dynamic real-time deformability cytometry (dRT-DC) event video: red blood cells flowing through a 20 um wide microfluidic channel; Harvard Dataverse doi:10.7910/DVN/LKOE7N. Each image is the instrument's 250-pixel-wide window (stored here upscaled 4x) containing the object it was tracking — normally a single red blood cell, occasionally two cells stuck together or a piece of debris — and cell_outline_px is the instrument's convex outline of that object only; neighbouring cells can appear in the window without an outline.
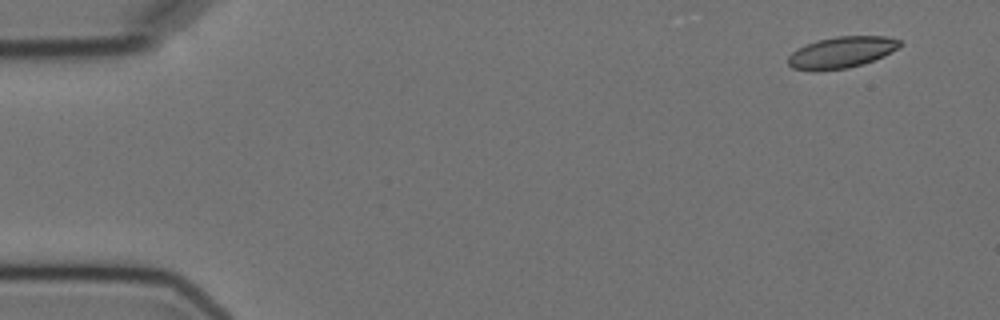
{"species": "Egyptian fruit bat (a non-hibernating species)", "species_latin": "Rousettus aegyptiacus", "temperature_condition": "cold", "stored_images_in_passage": 4, "camera_frame_rate_fps": 3000, "um_per_image_px": 0.085, "animal": {"sex": "female"}, "frame": {"image": 1, "passage_image": 1, "time_ms": 0.0, "image_size_px": [1000, 320], "cell_outline_px": [[904, 44], [884, 56], [864, 64], [848, 68], [816, 72], [812, 72], [792, 68], [788, 64], [788, 56], [796, 48], [820, 40], [836, 36], [884, 36], [900, 40]], "centroid_in_image_um": [71.51, 4.47], "position_along_channel_um": 13.5, "area_um2": 20.69}}
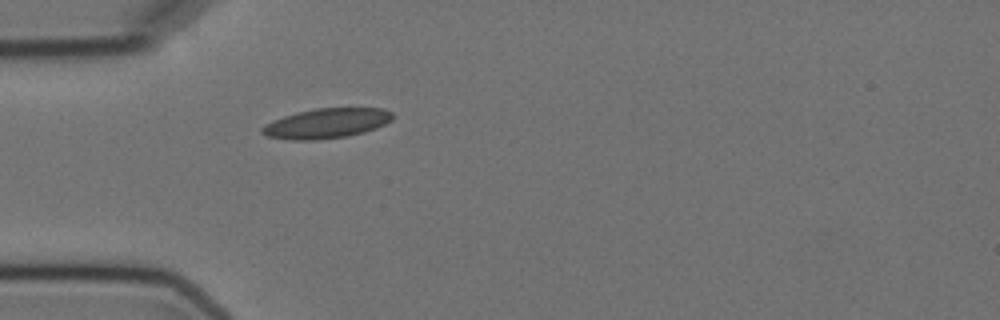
{"frame": {"image": 2, "passage_image": 4, "time_ms": 4.333, "image_size_px": [1000, 320], "cell_outline_px": [[392, 120], [376, 128], [364, 132], [344, 136], [316, 140], [292, 140], [268, 136], [260, 132], [260, 128], [264, 124], [272, 120], [296, 112], [316, 108], [384, 108], [392, 112]], "centroid_in_image_um": [27.73, 10.47], "position_along_channel_um": 57.3, "area_um2": 22.72}}